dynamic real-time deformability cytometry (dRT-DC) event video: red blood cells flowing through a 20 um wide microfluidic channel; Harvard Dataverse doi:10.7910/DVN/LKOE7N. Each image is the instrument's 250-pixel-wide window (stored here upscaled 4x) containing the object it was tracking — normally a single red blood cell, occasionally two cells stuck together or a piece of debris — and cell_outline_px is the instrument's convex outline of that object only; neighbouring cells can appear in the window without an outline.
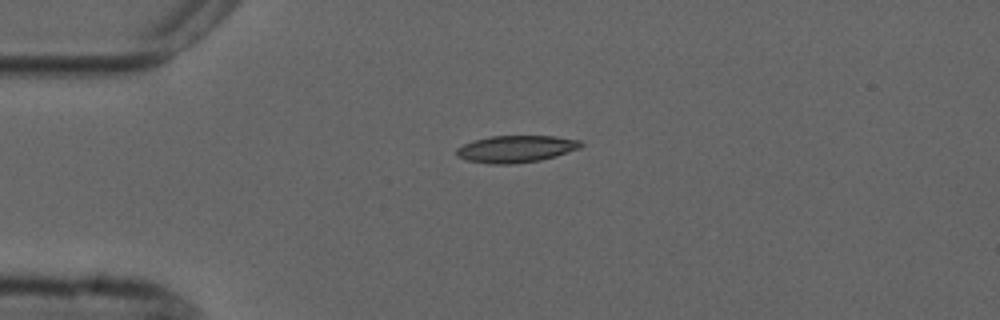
{"species": "common noctule bat (a hibernating species)", "species_latin": "Nyctalus noctula", "temperature_condition": "cold", "stored_images_in_passage": 4, "camera_frame_rate_fps": 3000, "um_per_image_px": 0.085, "animal": {"sex": "male", "forearm_length_mm": 52.5}, "frame": {"image": 1, "passage_image": 4, "time_ms": 4.667, "image_size_px": [1000, 320], "cell_outline_px": [[584, 144], [580, 148], [556, 156], [540, 160], [512, 164], [492, 164], [468, 160], [456, 156], [456, 148], [472, 140], [492, 136], [556, 136], [580, 140]], "centroid_in_image_um": [43.86, 12.65], "position_along_channel_um": 41.1, "area_um2": 19.59}}